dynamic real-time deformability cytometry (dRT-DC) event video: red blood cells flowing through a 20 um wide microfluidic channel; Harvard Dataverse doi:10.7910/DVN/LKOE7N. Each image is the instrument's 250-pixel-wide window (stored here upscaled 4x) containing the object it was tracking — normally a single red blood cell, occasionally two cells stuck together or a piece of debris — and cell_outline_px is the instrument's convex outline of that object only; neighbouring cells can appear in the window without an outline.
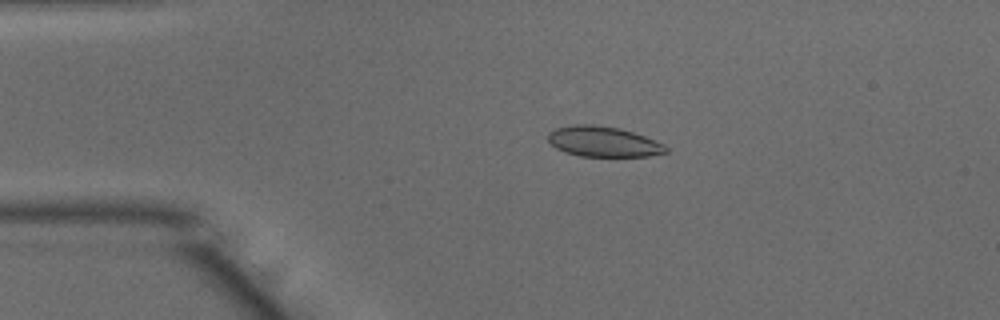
{"species": "common noctule bat (a hibernating species)", "species_latin": "Nyctalus noctula", "temperature_condition": "warm", "stored_images_in_passage": 14, "camera_frame_rate_fps": 3000, "um_per_image_px": 0.085, "animal": {"sex": "male", "body_mass_g": 15.6}, "frame": {"image": 1, "passage_image": 10, "time_ms": 3.0, "image_size_px": [1000, 320], "cell_outline_px": [[668, 152], [648, 156], [580, 156], [564, 152], [556, 148], [548, 140], [548, 132], [556, 128], [576, 124], [592, 124], [620, 128], [644, 136], [664, 144], [668, 148]], "centroid_in_image_um": [51.27, 12.04], "position_along_channel_um": 33.7, "area_um2": 20.81}}